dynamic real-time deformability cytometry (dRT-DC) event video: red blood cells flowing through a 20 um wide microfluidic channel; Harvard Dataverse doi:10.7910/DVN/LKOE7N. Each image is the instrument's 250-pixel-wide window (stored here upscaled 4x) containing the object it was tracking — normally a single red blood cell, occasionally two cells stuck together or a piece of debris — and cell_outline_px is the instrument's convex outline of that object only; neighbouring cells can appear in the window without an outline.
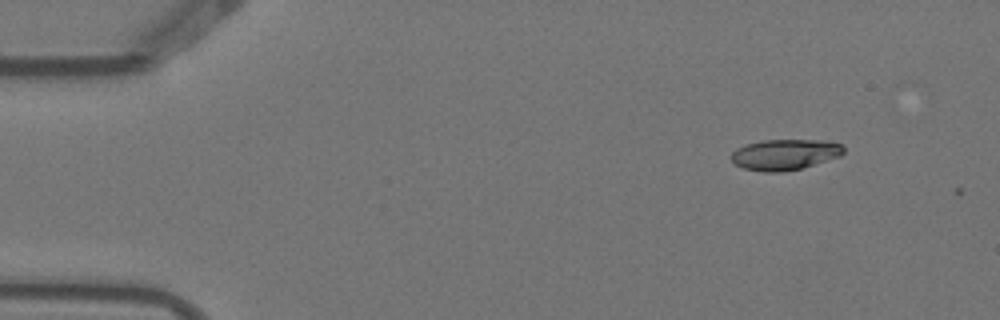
{"species": "Egyptian fruit bat (a non-hibernating species)", "species_latin": "Rousettus aegyptiacus", "temperature_condition": "warm", "stored_images_in_passage": 2, "camera_frame_rate_fps": 3000, "um_per_image_px": 0.085, "animal": {"sex": "female"}, "frame": {"image": 1, "passage_image": 1, "time_ms": 0.0, "image_size_px": [1000, 320], "cell_outline_px": [[844, 152], [840, 156], [800, 168], [784, 172], [764, 172], [744, 168], [736, 164], [732, 160], [732, 152], [736, 148], [748, 144], [764, 140], [828, 140], [844, 144]], "centroid_in_image_um": [66.75, 13.12], "position_along_channel_um": 18.2, "area_um2": 20.06}}